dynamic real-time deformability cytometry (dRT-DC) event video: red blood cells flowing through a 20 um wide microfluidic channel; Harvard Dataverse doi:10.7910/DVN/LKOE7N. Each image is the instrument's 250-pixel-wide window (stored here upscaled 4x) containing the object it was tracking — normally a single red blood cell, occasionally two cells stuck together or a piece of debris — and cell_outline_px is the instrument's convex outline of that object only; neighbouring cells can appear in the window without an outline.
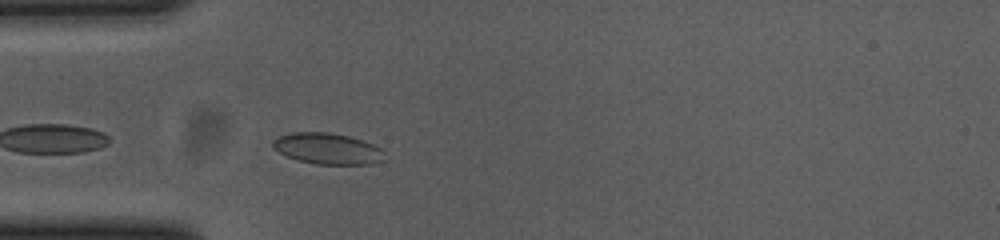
{"species": "common noctule bat (a hibernating species)", "species_latin": "Nyctalus noctula", "temperature_condition": "cold", "stored_images_in_passage": 34, "camera_frame_rate_fps": 3000, "um_per_image_px": 0.085, "animal": {"sex": "female", "body_mass_g": 23.0, "forearm_length_mm": 53.4}, "frame": {"image": 1, "passage_image": 2, "time_ms": 0.333, "image_size_px": [1000, 240], "cell_outline_px": [[384, 160], [368, 164], [316, 164], [300, 160], [288, 156], [280, 152], [272, 144], [272, 140], [280, 136], [292, 132], [328, 132], [348, 136], [372, 144], [380, 148]], "centroid_in_image_um": [27.82, 12.63], "position_along_channel_um": 57.2, "area_um2": 19.77}}
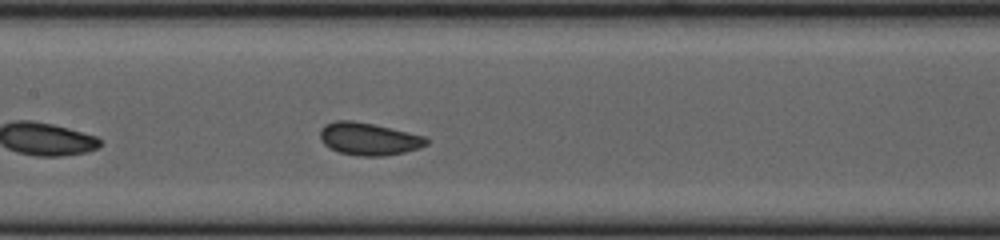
{"frame": {"image": 2, "passage_image": 12, "time_ms": 3.667, "image_size_px": [1000, 240], "cell_outline_px": [[428, 144], [420, 148], [404, 152], [384, 156], [360, 156], [340, 152], [324, 144], [320, 140], [320, 128], [324, 124], [336, 120], [352, 120], [372, 124], [408, 132], [424, 136], [428, 140]], "centroid_in_image_um": [31.33, 11.8], "position_along_channel_um": 176.1, "area_um2": 20.06}}
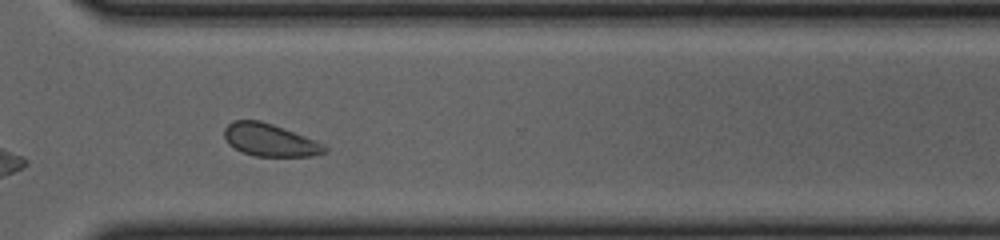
{"frame": {"image": 3, "passage_image": 26, "time_ms": 8.333, "image_size_px": [1000, 240], "cell_outline_px": [[328, 148], [324, 152], [312, 156], [256, 156], [240, 152], [228, 144], [224, 136], [224, 128], [232, 120], [260, 120], [272, 124], [328, 144]], "centroid_in_image_um": [22.94, 11.9], "position_along_channel_um": 347.7, "area_um2": 19.25}, "authors_computed_cell_mechanics": {"area_um2": 19.363, "velocity_mm_per_s": 3.6739, "shape_relaxation_time_tau1_ms": 2.0254, "shape_relaxation_time_tau2_ms": null, "deformation_change_tau1": 0.0621, "deformation_change_tau2": null}}